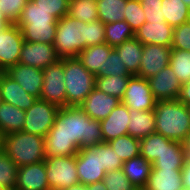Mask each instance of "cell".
Segmentation results:
<instances>
[{"label":"cell","mask_w":190,"mask_h":190,"mask_svg":"<svg viewBox=\"0 0 190 190\" xmlns=\"http://www.w3.org/2000/svg\"><path fill=\"white\" fill-rule=\"evenodd\" d=\"M185 152V161L190 162V133L182 142Z\"/></svg>","instance_id":"681fc988"},{"label":"cell","mask_w":190,"mask_h":190,"mask_svg":"<svg viewBox=\"0 0 190 190\" xmlns=\"http://www.w3.org/2000/svg\"><path fill=\"white\" fill-rule=\"evenodd\" d=\"M172 49H180L190 52V22L183 23L173 30Z\"/></svg>","instance_id":"7bdbcfd3"},{"label":"cell","mask_w":190,"mask_h":190,"mask_svg":"<svg viewBox=\"0 0 190 190\" xmlns=\"http://www.w3.org/2000/svg\"><path fill=\"white\" fill-rule=\"evenodd\" d=\"M156 133L183 142L190 133L188 106L176 100L156 101L154 108Z\"/></svg>","instance_id":"3957f363"},{"label":"cell","mask_w":190,"mask_h":190,"mask_svg":"<svg viewBox=\"0 0 190 190\" xmlns=\"http://www.w3.org/2000/svg\"><path fill=\"white\" fill-rule=\"evenodd\" d=\"M26 3V0H0V9L11 24H16Z\"/></svg>","instance_id":"ee69618b"},{"label":"cell","mask_w":190,"mask_h":190,"mask_svg":"<svg viewBox=\"0 0 190 190\" xmlns=\"http://www.w3.org/2000/svg\"><path fill=\"white\" fill-rule=\"evenodd\" d=\"M60 59L53 44L24 41L20 52L19 63L43 70Z\"/></svg>","instance_id":"8fae6325"},{"label":"cell","mask_w":190,"mask_h":190,"mask_svg":"<svg viewBox=\"0 0 190 190\" xmlns=\"http://www.w3.org/2000/svg\"><path fill=\"white\" fill-rule=\"evenodd\" d=\"M103 183L107 190H138L128 180L122 169H117L105 173Z\"/></svg>","instance_id":"ab89813d"},{"label":"cell","mask_w":190,"mask_h":190,"mask_svg":"<svg viewBox=\"0 0 190 190\" xmlns=\"http://www.w3.org/2000/svg\"><path fill=\"white\" fill-rule=\"evenodd\" d=\"M181 173L183 188H190V162L185 161Z\"/></svg>","instance_id":"c3c4849f"},{"label":"cell","mask_w":190,"mask_h":190,"mask_svg":"<svg viewBox=\"0 0 190 190\" xmlns=\"http://www.w3.org/2000/svg\"><path fill=\"white\" fill-rule=\"evenodd\" d=\"M104 32L105 43L113 48L121 45L129 39L134 38V31L131 29L130 25L124 20L105 24Z\"/></svg>","instance_id":"e575fe53"},{"label":"cell","mask_w":190,"mask_h":190,"mask_svg":"<svg viewBox=\"0 0 190 190\" xmlns=\"http://www.w3.org/2000/svg\"><path fill=\"white\" fill-rule=\"evenodd\" d=\"M113 49L106 43L93 45L81 51L77 58L89 72L98 77L104 72V63Z\"/></svg>","instance_id":"7402d4cb"},{"label":"cell","mask_w":190,"mask_h":190,"mask_svg":"<svg viewBox=\"0 0 190 190\" xmlns=\"http://www.w3.org/2000/svg\"><path fill=\"white\" fill-rule=\"evenodd\" d=\"M188 7H190V0H182Z\"/></svg>","instance_id":"11a10c76"},{"label":"cell","mask_w":190,"mask_h":190,"mask_svg":"<svg viewBox=\"0 0 190 190\" xmlns=\"http://www.w3.org/2000/svg\"><path fill=\"white\" fill-rule=\"evenodd\" d=\"M95 78L77 57L64 58L66 105L79 106L95 88Z\"/></svg>","instance_id":"5b68a950"},{"label":"cell","mask_w":190,"mask_h":190,"mask_svg":"<svg viewBox=\"0 0 190 190\" xmlns=\"http://www.w3.org/2000/svg\"><path fill=\"white\" fill-rule=\"evenodd\" d=\"M130 77L115 75L107 77L98 76L95 78V88L121 101Z\"/></svg>","instance_id":"d6a6232c"},{"label":"cell","mask_w":190,"mask_h":190,"mask_svg":"<svg viewBox=\"0 0 190 190\" xmlns=\"http://www.w3.org/2000/svg\"><path fill=\"white\" fill-rule=\"evenodd\" d=\"M123 20L130 25L134 32L146 22L144 11L139 0H127Z\"/></svg>","instance_id":"f35d334b"},{"label":"cell","mask_w":190,"mask_h":190,"mask_svg":"<svg viewBox=\"0 0 190 190\" xmlns=\"http://www.w3.org/2000/svg\"><path fill=\"white\" fill-rule=\"evenodd\" d=\"M76 169L81 184L103 181L105 172L100 161V144L80 149L76 154Z\"/></svg>","instance_id":"30bf717a"},{"label":"cell","mask_w":190,"mask_h":190,"mask_svg":"<svg viewBox=\"0 0 190 190\" xmlns=\"http://www.w3.org/2000/svg\"><path fill=\"white\" fill-rule=\"evenodd\" d=\"M67 15L86 23L98 20L96 1L69 0Z\"/></svg>","instance_id":"836d02e7"},{"label":"cell","mask_w":190,"mask_h":190,"mask_svg":"<svg viewBox=\"0 0 190 190\" xmlns=\"http://www.w3.org/2000/svg\"><path fill=\"white\" fill-rule=\"evenodd\" d=\"M15 190H50L44 161L19 167Z\"/></svg>","instance_id":"2e32d148"},{"label":"cell","mask_w":190,"mask_h":190,"mask_svg":"<svg viewBox=\"0 0 190 190\" xmlns=\"http://www.w3.org/2000/svg\"><path fill=\"white\" fill-rule=\"evenodd\" d=\"M114 49L121 57L128 73L130 75H137L140 71L143 44L134 37L114 47Z\"/></svg>","instance_id":"d4e9b609"},{"label":"cell","mask_w":190,"mask_h":190,"mask_svg":"<svg viewBox=\"0 0 190 190\" xmlns=\"http://www.w3.org/2000/svg\"><path fill=\"white\" fill-rule=\"evenodd\" d=\"M44 164L50 190H63L80 183L76 169V155L46 156Z\"/></svg>","instance_id":"8992f818"},{"label":"cell","mask_w":190,"mask_h":190,"mask_svg":"<svg viewBox=\"0 0 190 190\" xmlns=\"http://www.w3.org/2000/svg\"><path fill=\"white\" fill-rule=\"evenodd\" d=\"M129 122V108L120 102L105 119L100 121L103 142L127 135Z\"/></svg>","instance_id":"ac0fdd59"},{"label":"cell","mask_w":190,"mask_h":190,"mask_svg":"<svg viewBox=\"0 0 190 190\" xmlns=\"http://www.w3.org/2000/svg\"><path fill=\"white\" fill-rule=\"evenodd\" d=\"M143 190H183L181 170L152 168Z\"/></svg>","instance_id":"44dd1931"},{"label":"cell","mask_w":190,"mask_h":190,"mask_svg":"<svg viewBox=\"0 0 190 190\" xmlns=\"http://www.w3.org/2000/svg\"><path fill=\"white\" fill-rule=\"evenodd\" d=\"M144 11L146 22H166L161 2L162 0H139Z\"/></svg>","instance_id":"bcb514c9"},{"label":"cell","mask_w":190,"mask_h":190,"mask_svg":"<svg viewBox=\"0 0 190 190\" xmlns=\"http://www.w3.org/2000/svg\"><path fill=\"white\" fill-rule=\"evenodd\" d=\"M177 100L186 106H190V80L182 84Z\"/></svg>","instance_id":"7dc6e473"},{"label":"cell","mask_w":190,"mask_h":190,"mask_svg":"<svg viewBox=\"0 0 190 190\" xmlns=\"http://www.w3.org/2000/svg\"><path fill=\"white\" fill-rule=\"evenodd\" d=\"M33 2L58 20L67 15L69 0H33Z\"/></svg>","instance_id":"f6af8a7d"},{"label":"cell","mask_w":190,"mask_h":190,"mask_svg":"<svg viewBox=\"0 0 190 190\" xmlns=\"http://www.w3.org/2000/svg\"><path fill=\"white\" fill-rule=\"evenodd\" d=\"M11 23L7 20L0 9V31L6 29Z\"/></svg>","instance_id":"816d5d0a"},{"label":"cell","mask_w":190,"mask_h":190,"mask_svg":"<svg viewBox=\"0 0 190 190\" xmlns=\"http://www.w3.org/2000/svg\"><path fill=\"white\" fill-rule=\"evenodd\" d=\"M121 101L94 88L79 107L97 121L105 119Z\"/></svg>","instance_id":"e0dca14e"},{"label":"cell","mask_w":190,"mask_h":190,"mask_svg":"<svg viewBox=\"0 0 190 190\" xmlns=\"http://www.w3.org/2000/svg\"><path fill=\"white\" fill-rule=\"evenodd\" d=\"M147 80L156 101L176 100L178 98L182 83L175 76L170 65Z\"/></svg>","instance_id":"5bb4252c"},{"label":"cell","mask_w":190,"mask_h":190,"mask_svg":"<svg viewBox=\"0 0 190 190\" xmlns=\"http://www.w3.org/2000/svg\"><path fill=\"white\" fill-rule=\"evenodd\" d=\"M25 123V110L14 105L2 102L0 104V131L6 136L23 129Z\"/></svg>","instance_id":"4316f807"},{"label":"cell","mask_w":190,"mask_h":190,"mask_svg":"<svg viewBox=\"0 0 190 190\" xmlns=\"http://www.w3.org/2000/svg\"><path fill=\"white\" fill-rule=\"evenodd\" d=\"M0 90L2 101L14 105L21 110L29 109L37 100L28 94L18 82L14 81L5 72L0 74Z\"/></svg>","instance_id":"d6986e66"},{"label":"cell","mask_w":190,"mask_h":190,"mask_svg":"<svg viewBox=\"0 0 190 190\" xmlns=\"http://www.w3.org/2000/svg\"><path fill=\"white\" fill-rule=\"evenodd\" d=\"M87 190H107L103 181L86 185Z\"/></svg>","instance_id":"f907efd6"},{"label":"cell","mask_w":190,"mask_h":190,"mask_svg":"<svg viewBox=\"0 0 190 190\" xmlns=\"http://www.w3.org/2000/svg\"><path fill=\"white\" fill-rule=\"evenodd\" d=\"M108 143L123 162L140 155V140L128 134L117 137Z\"/></svg>","instance_id":"d590c367"},{"label":"cell","mask_w":190,"mask_h":190,"mask_svg":"<svg viewBox=\"0 0 190 190\" xmlns=\"http://www.w3.org/2000/svg\"><path fill=\"white\" fill-rule=\"evenodd\" d=\"M126 3L127 0H97L98 20L104 24L123 20Z\"/></svg>","instance_id":"4dcf8cb0"},{"label":"cell","mask_w":190,"mask_h":190,"mask_svg":"<svg viewBox=\"0 0 190 190\" xmlns=\"http://www.w3.org/2000/svg\"><path fill=\"white\" fill-rule=\"evenodd\" d=\"M100 161L102 170L105 173L117 169H122L123 161L112 149L108 142L100 143Z\"/></svg>","instance_id":"60d3db41"},{"label":"cell","mask_w":190,"mask_h":190,"mask_svg":"<svg viewBox=\"0 0 190 190\" xmlns=\"http://www.w3.org/2000/svg\"><path fill=\"white\" fill-rule=\"evenodd\" d=\"M169 65L175 76L183 84L190 80V52L180 49H172Z\"/></svg>","instance_id":"8d00e7d4"},{"label":"cell","mask_w":190,"mask_h":190,"mask_svg":"<svg viewBox=\"0 0 190 190\" xmlns=\"http://www.w3.org/2000/svg\"><path fill=\"white\" fill-rule=\"evenodd\" d=\"M57 22L58 19L55 16L50 15L48 11L38 7L33 0H30L25 4L16 25L19 26L21 23L57 24Z\"/></svg>","instance_id":"1f68e13d"},{"label":"cell","mask_w":190,"mask_h":190,"mask_svg":"<svg viewBox=\"0 0 190 190\" xmlns=\"http://www.w3.org/2000/svg\"><path fill=\"white\" fill-rule=\"evenodd\" d=\"M152 167V163L139 155L135 158L124 161L122 170L135 188L143 190L148 182Z\"/></svg>","instance_id":"cb8c5ba5"},{"label":"cell","mask_w":190,"mask_h":190,"mask_svg":"<svg viewBox=\"0 0 190 190\" xmlns=\"http://www.w3.org/2000/svg\"><path fill=\"white\" fill-rule=\"evenodd\" d=\"M4 152L19 167L36 162H43L46 158L44 137L24 131L13 132L5 136Z\"/></svg>","instance_id":"277c9868"},{"label":"cell","mask_w":190,"mask_h":190,"mask_svg":"<svg viewBox=\"0 0 190 190\" xmlns=\"http://www.w3.org/2000/svg\"><path fill=\"white\" fill-rule=\"evenodd\" d=\"M24 38L18 25L11 24L0 31V66L6 71L19 63Z\"/></svg>","instance_id":"7c38bea8"},{"label":"cell","mask_w":190,"mask_h":190,"mask_svg":"<svg viewBox=\"0 0 190 190\" xmlns=\"http://www.w3.org/2000/svg\"><path fill=\"white\" fill-rule=\"evenodd\" d=\"M59 108L45 100L37 99L25 111V123L22 131L45 137L54 124Z\"/></svg>","instance_id":"ba28073f"},{"label":"cell","mask_w":190,"mask_h":190,"mask_svg":"<svg viewBox=\"0 0 190 190\" xmlns=\"http://www.w3.org/2000/svg\"><path fill=\"white\" fill-rule=\"evenodd\" d=\"M129 118L128 135L140 140L156 133L154 109L151 111L129 109Z\"/></svg>","instance_id":"603a6c76"},{"label":"cell","mask_w":190,"mask_h":190,"mask_svg":"<svg viewBox=\"0 0 190 190\" xmlns=\"http://www.w3.org/2000/svg\"><path fill=\"white\" fill-rule=\"evenodd\" d=\"M2 95H1V90H0V104L2 103Z\"/></svg>","instance_id":"6f0895ef"},{"label":"cell","mask_w":190,"mask_h":190,"mask_svg":"<svg viewBox=\"0 0 190 190\" xmlns=\"http://www.w3.org/2000/svg\"><path fill=\"white\" fill-rule=\"evenodd\" d=\"M161 3L165 21L173 28L189 21L190 7L182 0H162Z\"/></svg>","instance_id":"f1b7e54d"},{"label":"cell","mask_w":190,"mask_h":190,"mask_svg":"<svg viewBox=\"0 0 190 190\" xmlns=\"http://www.w3.org/2000/svg\"><path fill=\"white\" fill-rule=\"evenodd\" d=\"M171 46L143 45L140 71L137 76L149 79L169 65Z\"/></svg>","instance_id":"4fadbf2b"},{"label":"cell","mask_w":190,"mask_h":190,"mask_svg":"<svg viewBox=\"0 0 190 190\" xmlns=\"http://www.w3.org/2000/svg\"><path fill=\"white\" fill-rule=\"evenodd\" d=\"M173 140L161 134L153 133L140 139V155L148 162L153 163Z\"/></svg>","instance_id":"f546056e"},{"label":"cell","mask_w":190,"mask_h":190,"mask_svg":"<svg viewBox=\"0 0 190 190\" xmlns=\"http://www.w3.org/2000/svg\"><path fill=\"white\" fill-rule=\"evenodd\" d=\"M0 190H7V189H5L4 187L0 186Z\"/></svg>","instance_id":"680465c9"},{"label":"cell","mask_w":190,"mask_h":190,"mask_svg":"<svg viewBox=\"0 0 190 190\" xmlns=\"http://www.w3.org/2000/svg\"><path fill=\"white\" fill-rule=\"evenodd\" d=\"M5 71L0 66V74H3Z\"/></svg>","instance_id":"9f6ffc18"},{"label":"cell","mask_w":190,"mask_h":190,"mask_svg":"<svg viewBox=\"0 0 190 190\" xmlns=\"http://www.w3.org/2000/svg\"><path fill=\"white\" fill-rule=\"evenodd\" d=\"M184 164L185 152L183 144L178 141H172L169 145H166L162 154L152 163V168L182 170Z\"/></svg>","instance_id":"484cf974"},{"label":"cell","mask_w":190,"mask_h":190,"mask_svg":"<svg viewBox=\"0 0 190 190\" xmlns=\"http://www.w3.org/2000/svg\"><path fill=\"white\" fill-rule=\"evenodd\" d=\"M132 76L128 73L125 68V64L122 62L121 57L113 49L110 52L108 58H106V62L104 63V72L100 75L103 77L107 76Z\"/></svg>","instance_id":"b9f144b4"},{"label":"cell","mask_w":190,"mask_h":190,"mask_svg":"<svg viewBox=\"0 0 190 190\" xmlns=\"http://www.w3.org/2000/svg\"><path fill=\"white\" fill-rule=\"evenodd\" d=\"M43 85L40 99L58 108L66 105V88L64 84V58L43 69Z\"/></svg>","instance_id":"52a82bcc"},{"label":"cell","mask_w":190,"mask_h":190,"mask_svg":"<svg viewBox=\"0 0 190 190\" xmlns=\"http://www.w3.org/2000/svg\"><path fill=\"white\" fill-rule=\"evenodd\" d=\"M173 30L166 22H145L134 32V37L143 45L171 46Z\"/></svg>","instance_id":"ffe728a7"},{"label":"cell","mask_w":190,"mask_h":190,"mask_svg":"<svg viewBox=\"0 0 190 190\" xmlns=\"http://www.w3.org/2000/svg\"><path fill=\"white\" fill-rule=\"evenodd\" d=\"M5 135L0 131V153L4 151Z\"/></svg>","instance_id":"db71d44e"},{"label":"cell","mask_w":190,"mask_h":190,"mask_svg":"<svg viewBox=\"0 0 190 190\" xmlns=\"http://www.w3.org/2000/svg\"><path fill=\"white\" fill-rule=\"evenodd\" d=\"M63 190H87V188H86V185L77 183V184L67 187L66 189H63Z\"/></svg>","instance_id":"f5cc1de1"},{"label":"cell","mask_w":190,"mask_h":190,"mask_svg":"<svg viewBox=\"0 0 190 190\" xmlns=\"http://www.w3.org/2000/svg\"><path fill=\"white\" fill-rule=\"evenodd\" d=\"M105 24L79 21L65 15L57 22L53 45L60 58L77 57L86 47L105 43Z\"/></svg>","instance_id":"7a4b0ae2"},{"label":"cell","mask_w":190,"mask_h":190,"mask_svg":"<svg viewBox=\"0 0 190 190\" xmlns=\"http://www.w3.org/2000/svg\"><path fill=\"white\" fill-rule=\"evenodd\" d=\"M121 103L132 110H153L156 100L151 92L148 80L137 75H132L129 78Z\"/></svg>","instance_id":"9c48e42d"},{"label":"cell","mask_w":190,"mask_h":190,"mask_svg":"<svg viewBox=\"0 0 190 190\" xmlns=\"http://www.w3.org/2000/svg\"><path fill=\"white\" fill-rule=\"evenodd\" d=\"M19 28L24 41L53 44L57 24L21 23Z\"/></svg>","instance_id":"83f0119b"},{"label":"cell","mask_w":190,"mask_h":190,"mask_svg":"<svg viewBox=\"0 0 190 190\" xmlns=\"http://www.w3.org/2000/svg\"><path fill=\"white\" fill-rule=\"evenodd\" d=\"M5 73L18 82L28 94L40 99L44 80L42 69L17 63L9 67Z\"/></svg>","instance_id":"9a60e30c"},{"label":"cell","mask_w":190,"mask_h":190,"mask_svg":"<svg viewBox=\"0 0 190 190\" xmlns=\"http://www.w3.org/2000/svg\"><path fill=\"white\" fill-rule=\"evenodd\" d=\"M44 140L46 156L63 157L100 144L103 136L100 121L91 119L79 106H68L59 108Z\"/></svg>","instance_id":"6da1fadb"},{"label":"cell","mask_w":190,"mask_h":190,"mask_svg":"<svg viewBox=\"0 0 190 190\" xmlns=\"http://www.w3.org/2000/svg\"><path fill=\"white\" fill-rule=\"evenodd\" d=\"M18 166L3 151L0 153V186L7 190H15Z\"/></svg>","instance_id":"74e56055"}]
</instances>
